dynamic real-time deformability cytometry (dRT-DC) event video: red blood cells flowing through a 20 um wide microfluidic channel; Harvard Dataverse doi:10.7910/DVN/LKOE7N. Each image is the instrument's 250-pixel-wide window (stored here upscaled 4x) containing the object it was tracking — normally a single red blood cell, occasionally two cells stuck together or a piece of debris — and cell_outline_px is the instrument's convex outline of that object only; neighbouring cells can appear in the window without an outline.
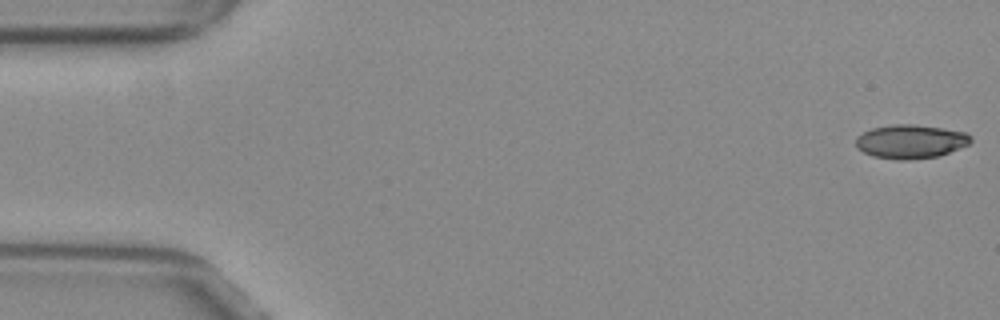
{"species": "common noctule bat (a hibernating species)", "species_latin": "Nyctalus noctula", "temperature_condition": "warm", "stored_images_in_passage": 53, "camera_frame_rate_fps": 3000, "um_per_image_px": 0.085, "animal": {"sex": "female", "body_mass_g": 29.2, "forearm_length_mm": 56.3}, "frame": {"image": 1, "passage_image": 1, "time_ms": 0.0, "image_size_px": [1000, 320], "cell_outline_px": [[972, 140], [968, 144], [960, 148], [940, 156], [908, 160], [896, 160], [872, 156], [856, 148], [856, 136], [872, 128], [892, 124], [912, 124], [940, 128], [964, 132], [972, 136]], "centroid_in_image_um": [77.38, 12.04], "position_along_channel_um": 7.6, "area_um2": 22.72}}
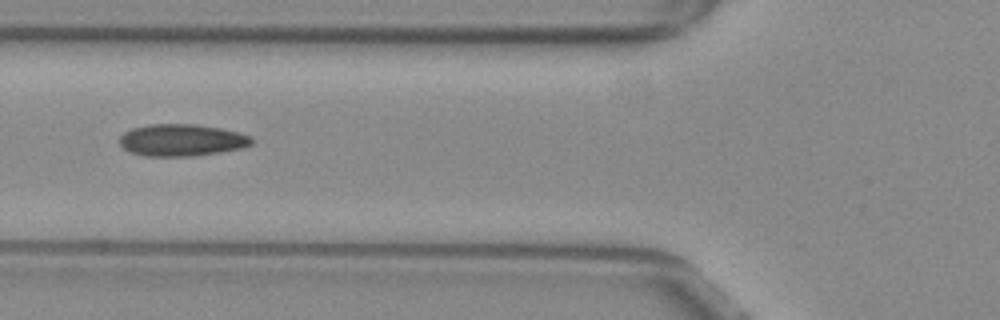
{"frame": {"image": 2, "passage_image": 20, "time_ms": 6.333, "image_size_px": [1000, 320], "cell_outline_px": [[252, 144], [240, 148], [220, 152], [192, 156], [144, 156], [132, 152], [124, 148], [120, 144], [120, 136], [124, 132], [132, 128], [148, 124], [196, 124], [220, 128], [252, 136]], "centroid_in_image_um": [15.43, 11.9], "position_along_channel_um": 110.4, "area_um2": 24.51}}
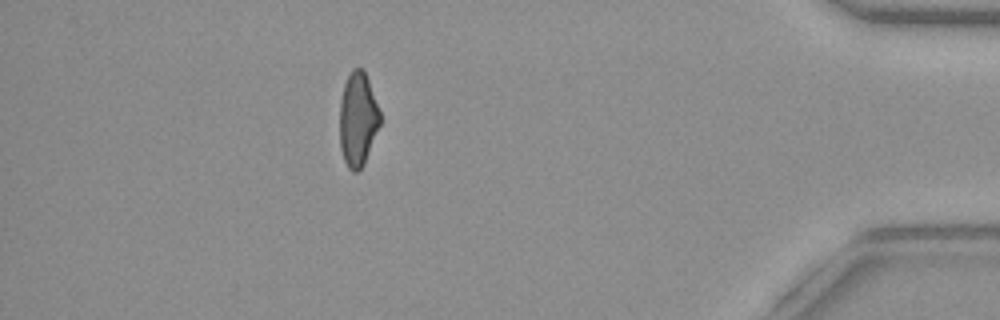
{"frame": {"image": 3, "passage_image": 47, "time_ms": 15.333, "image_size_px": [1000, 320], "cell_outline_px": [[380, 124], [364, 164], [356, 172], [352, 172], [348, 168], [344, 160], [340, 148], [340, 100], [344, 84], [352, 68], [360, 68], [364, 72], [368, 80], [380, 112]], "centroid_in_image_um": [30.4, 10.16], "position_along_channel_um": 404.8, "area_um2": 21.91}, "authors_computed_cell_mechanics": {"area_um2": 23.5246, "velocity_mm_per_s": 3.8608, "shape_relaxation_time_tau1_ms": null, "shape_relaxation_time_tau2_ms": 2.169, "deformation_change_tau1": null, "deformation_change_tau2": 0.0948}}